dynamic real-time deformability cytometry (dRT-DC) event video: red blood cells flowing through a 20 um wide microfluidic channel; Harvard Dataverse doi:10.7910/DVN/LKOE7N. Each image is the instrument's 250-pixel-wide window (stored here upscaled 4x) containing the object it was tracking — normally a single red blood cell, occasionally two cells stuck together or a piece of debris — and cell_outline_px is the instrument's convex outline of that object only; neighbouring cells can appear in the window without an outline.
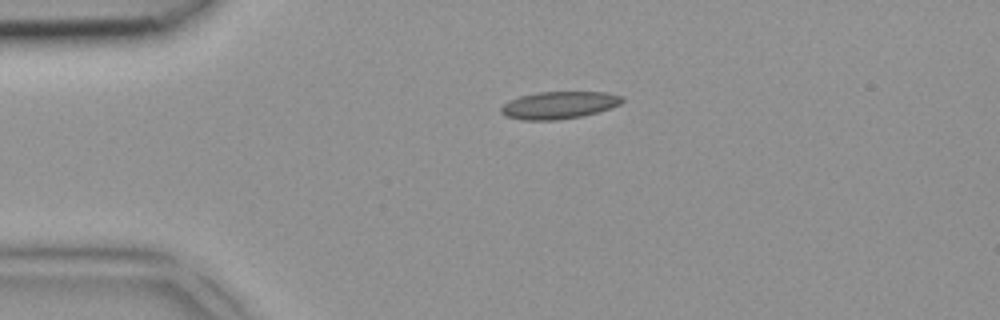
{"species": "common noctule bat (a hibernating species)", "species_latin": "Nyctalus noctula", "temperature_condition": "room temperature", "stored_images_in_passage": 4, "camera_frame_rate_fps": 3000, "um_per_image_px": 0.085, "animal": {"sex": "female", "body_mass_g": 18.4}, "frame": {"image": 1, "passage_image": 1, "time_ms": 0.0, "image_size_px": [1000, 320], "cell_outline_px": [[624, 100], [620, 104], [612, 108], [580, 116], [556, 120], [524, 120], [504, 116], [500, 112], [500, 108], [504, 104], [520, 96], [536, 92], [608, 92], [624, 96]], "centroid_in_image_um": [47.53, 8.93], "position_along_channel_um": 37.5, "area_um2": 19.31}}